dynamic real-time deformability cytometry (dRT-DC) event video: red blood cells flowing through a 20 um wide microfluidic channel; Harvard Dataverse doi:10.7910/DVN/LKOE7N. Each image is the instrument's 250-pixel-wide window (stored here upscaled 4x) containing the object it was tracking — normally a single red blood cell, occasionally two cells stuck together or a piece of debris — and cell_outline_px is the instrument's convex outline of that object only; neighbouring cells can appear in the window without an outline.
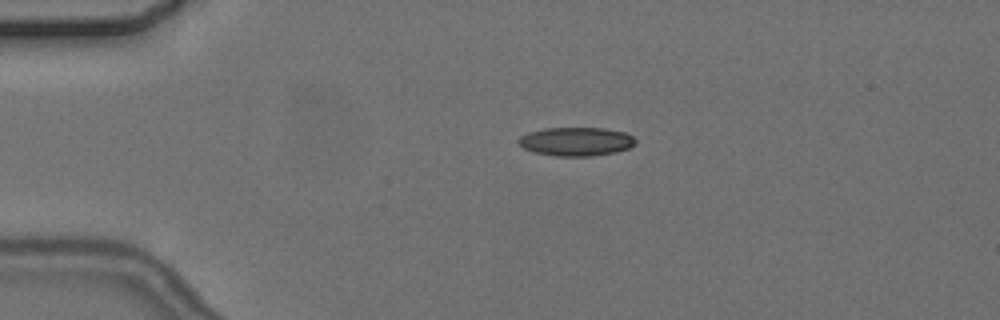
{"species": "common noctule bat (a hibernating species)", "species_latin": "Nyctalus noctula", "temperature_condition": "cold", "stored_images_in_passage": 6, "camera_frame_rate_fps": 3000, "um_per_image_px": 0.085, "animal": {"sex": "female", "body_mass_g": 24.6, "forearm_length_mm": 56.2}, "frame": {"image": 1, "passage_image": 4, "time_ms": 3.333, "image_size_px": [1000, 320], "cell_outline_px": [[636, 144], [628, 148], [616, 152], [592, 156], [556, 156], [532, 152], [524, 148], [516, 140], [520, 136], [528, 132], [544, 128], [604, 128], [624, 132], [632, 136], [636, 140]], "centroid_in_image_um": [48.95, 12.03], "position_along_channel_um": 36.0, "area_um2": 19.65}}